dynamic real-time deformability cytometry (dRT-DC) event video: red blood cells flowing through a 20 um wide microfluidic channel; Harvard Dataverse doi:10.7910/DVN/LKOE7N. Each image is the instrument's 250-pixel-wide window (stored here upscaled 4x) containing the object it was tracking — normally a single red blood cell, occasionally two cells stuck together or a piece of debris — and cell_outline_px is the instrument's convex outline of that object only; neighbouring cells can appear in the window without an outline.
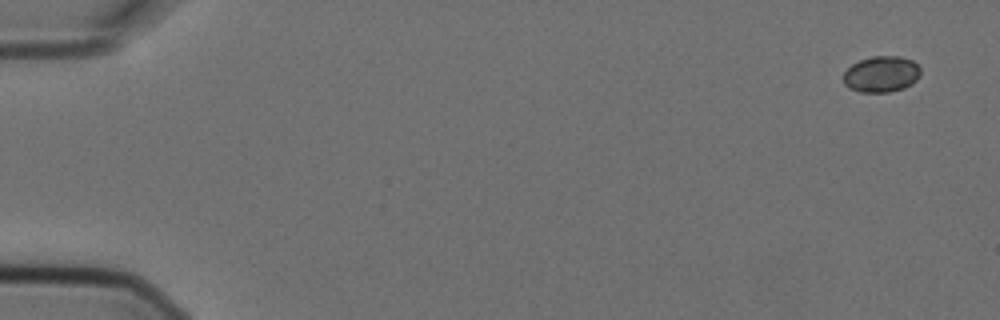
{"species": "Egyptian fruit bat (a non-hibernating species)", "species_latin": "Rousettus aegyptiacus", "temperature_condition": "cold", "stored_images_in_passage": 6, "segment_of_instrument_passage": [1, 2], "camera_frame_rate_fps": 3000, "um_per_image_px": 0.085, "animal": {"sex": "female"}, "frame": {"image": 1, "passage_image": 1, "time_ms": 0.0, "image_size_px": [1000, 320], "cell_outline_px": [[920, 76], [912, 84], [904, 88], [888, 92], [860, 92], [848, 88], [844, 84], [844, 72], [852, 64], [860, 60], [872, 56], [900, 56], [912, 60], [920, 68]], "centroid_in_image_um": [74.92, 6.3], "position_along_channel_um": 10.1, "area_um2": 16.3}}
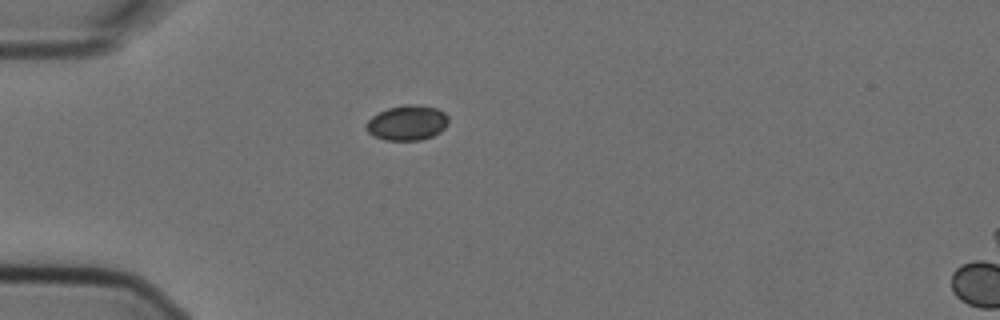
{"frame": {"image": 2, "passage_image": 5, "time_ms": 1.333, "image_size_px": [1000, 320], "cell_outline_px": [[448, 124], [440, 132], [432, 136], [420, 140], [384, 140], [372, 136], [364, 128], [364, 124], [372, 116], [388, 108], [404, 104], [420, 104], [436, 108], [444, 112], [448, 116]], "centroid_in_image_um": [34.59, 10.43], "position_along_channel_um": 50.4, "area_um2": 17.05}}